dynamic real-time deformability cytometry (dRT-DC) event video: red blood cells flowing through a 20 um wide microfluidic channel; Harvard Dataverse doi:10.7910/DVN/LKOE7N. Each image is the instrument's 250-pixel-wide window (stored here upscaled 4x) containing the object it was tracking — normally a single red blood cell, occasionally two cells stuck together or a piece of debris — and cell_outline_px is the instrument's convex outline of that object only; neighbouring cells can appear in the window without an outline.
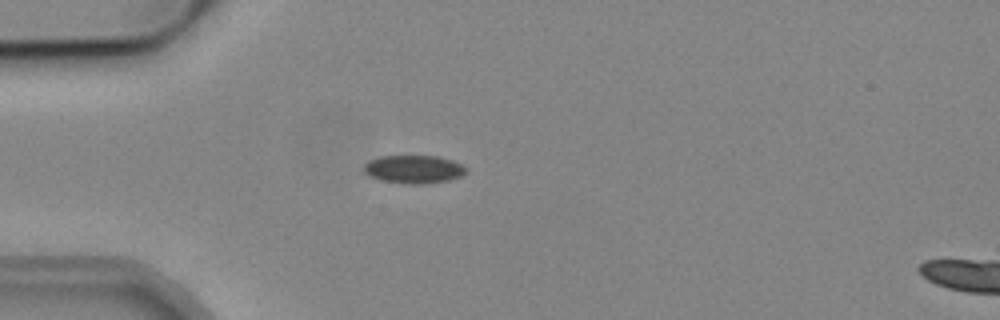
{"species": "common noctule bat (a hibernating species)", "species_latin": "Nyctalus noctula", "temperature_condition": "cold", "stored_images_in_passage": 42, "camera_frame_rate_fps": 3000, "um_per_image_px": 0.085, "animal": {"sex": "male", "body_mass_g": 19.2, "forearm_length_mm": 51.8}, "frame": {"image": 1, "passage_image": 4, "time_ms": 1.0, "image_size_px": [1000, 320], "cell_outline_px": [[468, 172], [460, 176], [448, 180], [424, 184], [408, 184], [384, 180], [372, 176], [364, 172], [364, 164], [368, 160], [380, 156], [436, 156], [452, 160], [468, 168]], "centroid_in_image_um": [35.19, 14.38], "position_along_channel_um": 49.8, "area_um2": 16.65}}
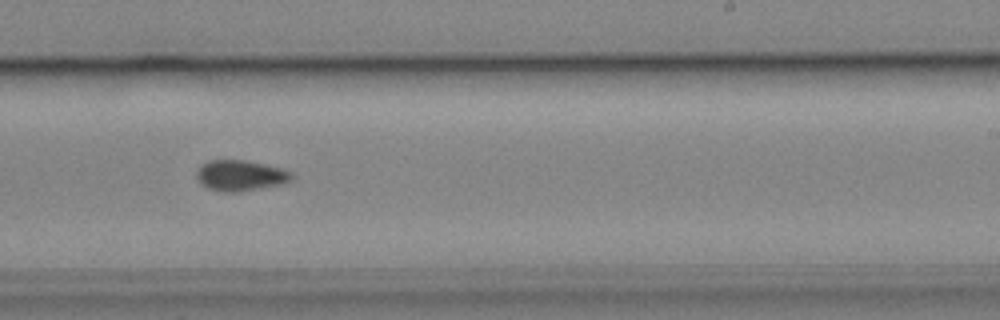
{"frame": {"image": 2, "passage_image": 22, "time_ms": 7.0, "image_size_px": [1000, 320], "cell_outline_px": [[296, 176], [292, 180], [284, 184], [236, 192], [224, 192], [208, 188], [200, 184], [196, 176], [196, 168], [200, 164], [208, 160], [244, 160], [264, 164], [280, 168], [292, 172]], "centroid_in_image_um": [20.43, 14.91], "position_along_channel_um": 268.6, "area_um2": 17.28}}
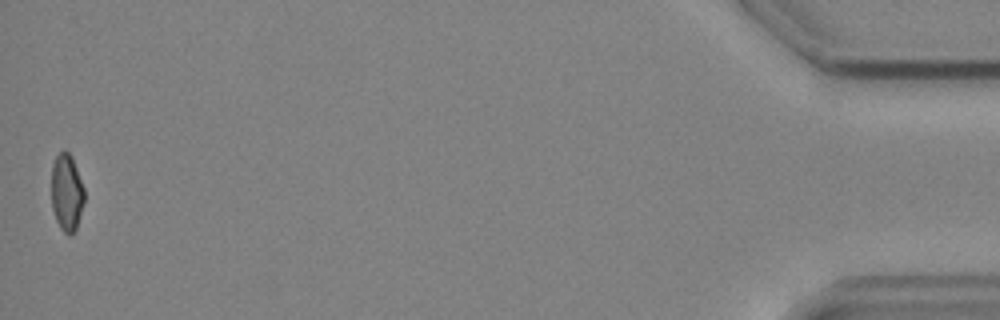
{"frame": {"image": 3, "passage_image": 42, "time_ms": 13.667, "image_size_px": [1000, 320], "cell_outline_px": [[84, 204], [76, 228], [72, 236], [68, 236], [60, 228], [56, 220], [52, 208], [52, 164], [56, 156], [64, 148], [72, 156], [84, 188]], "centroid_in_image_um": [5.67, 16.37], "position_along_channel_um": 429.5, "area_um2": 14.97}, "authors_computed_cell_mechanics": {"area_um2": 16.6464, "velocity_mm_per_s": 3.8721, "shape_relaxation_time_tau1_ms": null, "shape_relaxation_time_tau2_ms": 6.9519, "deformation_change_tau1": null, "deformation_change_tau2": 0.1094}}